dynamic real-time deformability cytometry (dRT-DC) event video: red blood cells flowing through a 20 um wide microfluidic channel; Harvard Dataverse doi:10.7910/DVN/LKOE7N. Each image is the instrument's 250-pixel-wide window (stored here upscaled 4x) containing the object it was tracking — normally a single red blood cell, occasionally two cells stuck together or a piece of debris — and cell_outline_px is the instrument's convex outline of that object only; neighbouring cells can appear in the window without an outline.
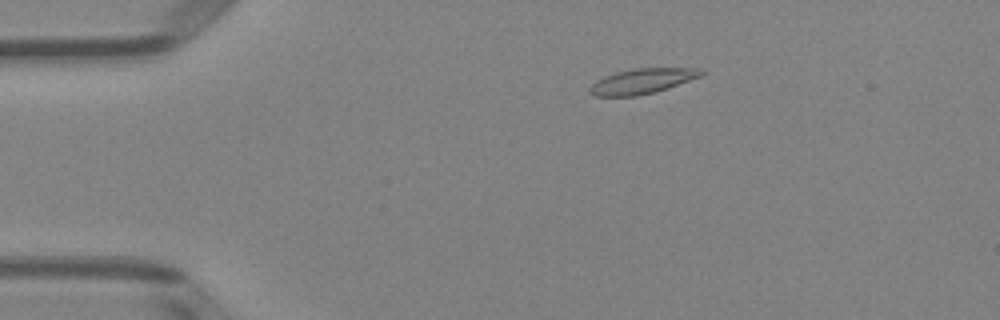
{"species": "Egyptian fruit bat (a non-hibernating species)", "species_latin": "Rousettus aegyptiacus", "temperature_condition": "room temperature", "stored_images_in_passage": 52, "camera_frame_rate_fps": 3000, "um_per_image_px": 0.085, "animal": {"sex": "female"}, "frame": {"image": 1, "passage_image": 10, "time_ms": 3.0, "image_size_px": [1000, 320], "cell_outline_px": [[704, 76], [656, 92], [636, 96], [596, 96], [588, 92], [588, 88], [596, 80], [604, 76], [616, 72], [636, 68], [704, 68]], "centroid_in_image_um": [54.63, 6.89], "position_along_channel_um": 30.4, "area_um2": 16.59}}
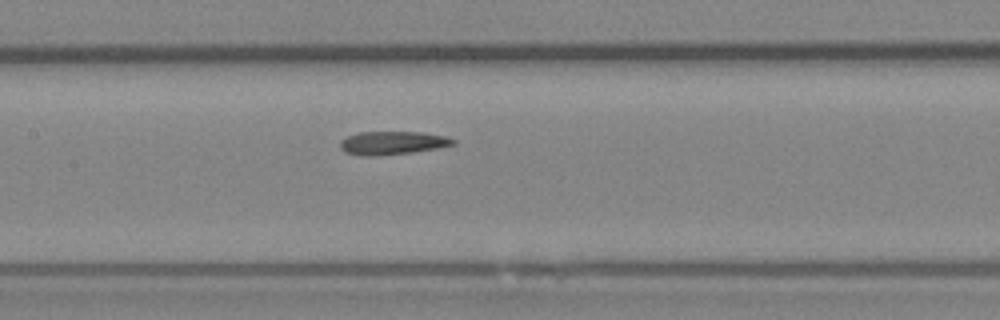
{"frame": {"image": 2, "passage_image": 25, "time_ms": 8.0, "image_size_px": [1000, 320], "cell_outline_px": [[456, 144], [436, 148], [412, 152], [368, 156], [360, 156], [344, 152], [340, 148], [340, 140], [348, 136], [360, 132], [424, 132], [448, 136], [456, 140]], "centroid_in_image_um": [33.37, 12.14], "position_along_channel_um": 174.0, "area_um2": 15.37}}
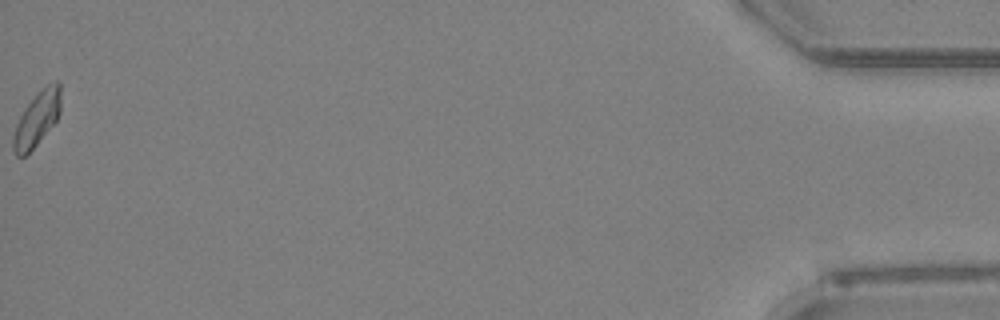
{"frame": {"image": 3, "passage_image": 52, "time_ms": 17.0, "image_size_px": [1000, 320], "cell_outline_px": [[60, 112], [56, 120], [36, 144], [24, 156], [16, 156], [12, 148], [12, 140], [16, 124], [24, 108], [48, 84], [56, 80], [60, 80]], "centroid_in_image_um": [3.13, 10.1], "position_along_channel_um": 432.1, "area_um2": 14.62}, "authors_computed_cell_mechanics": {"area_um2": 15.4615, "velocity_mm_per_s": 3.9654, "shape_relaxation_time_tau1_ms": null, "shape_relaxation_time_tau2_ms": 2.5156, "deformation_change_tau1": null, "deformation_change_tau2": 0.0852}}